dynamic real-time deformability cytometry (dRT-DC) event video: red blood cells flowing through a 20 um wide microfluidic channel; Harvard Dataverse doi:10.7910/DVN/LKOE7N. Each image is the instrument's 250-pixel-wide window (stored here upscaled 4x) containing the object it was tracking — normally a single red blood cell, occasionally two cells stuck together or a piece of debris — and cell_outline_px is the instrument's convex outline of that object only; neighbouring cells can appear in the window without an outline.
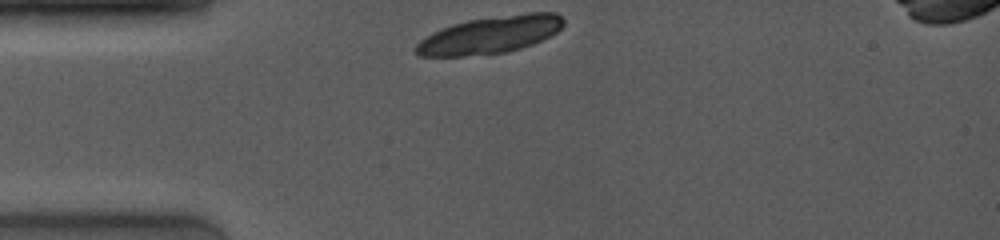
{"species": "common noctule bat (a hibernating species)", "species_latin": "Nyctalus noctula", "temperature_condition": "room temperature", "stored_images_in_passage": 3, "camera_frame_rate_fps": 4000, "um_per_image_px": 0.085, "animal": {"sex": "female", "body_mass_g": 19.0, "forearm_length_mm": 53.3}, "frame": {"image": 1, "passage_image": 1, "time_ms": 0.0, "image_size_px": [1000, 240], "cell_outline_px": [[564, 24], [556, 32], [532, 44], [508, 52], [464, 56], [416, 56], [412, 48], [420, 40], [432, 32], [452, 24], [468, 20], [528, 12], [556, 12], [564, 20]], "centroid_in_image_um": [41.61, 2.97], "position_along_channel_um": 43.4, "area_um2": 32.08}}